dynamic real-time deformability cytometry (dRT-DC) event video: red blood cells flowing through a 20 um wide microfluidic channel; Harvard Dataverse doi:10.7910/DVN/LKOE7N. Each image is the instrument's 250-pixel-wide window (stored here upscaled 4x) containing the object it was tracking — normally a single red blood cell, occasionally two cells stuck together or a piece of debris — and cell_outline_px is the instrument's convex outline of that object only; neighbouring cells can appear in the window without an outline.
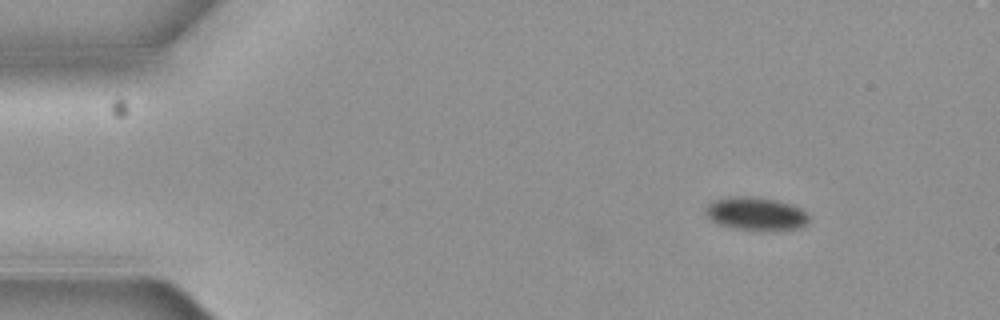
{"species": "common noctule bat (a hibernating species)", "species_latin": "Nyctalus noctula", "temperature_condition": "cold", "stored_images_in_passage": 3, "camera_frame_rate_fps": 3000, "um_per_image_px": 0.085, "animal": {"sex": "female", "body_mass_g": 19.3, "forearm_length_mm": 54.1}, "frame": {"image": 1, "passage_image": 3, "time_ms": 0.667, "image_size_px": [1000, 320], "cell_outline_px": [[808, 220], [800, 228], [736, 228], [720, 224], [712, 220], [704, 212], [704, 208], [712, 200], [728, 196], [756, 196], [776, 200], [792, 204], [804, 208], [808, 212]], "centroid_in_image_um": [64.23, 18.1], "position_along_channel_um": 20.8, "area_um2": 19.59}}